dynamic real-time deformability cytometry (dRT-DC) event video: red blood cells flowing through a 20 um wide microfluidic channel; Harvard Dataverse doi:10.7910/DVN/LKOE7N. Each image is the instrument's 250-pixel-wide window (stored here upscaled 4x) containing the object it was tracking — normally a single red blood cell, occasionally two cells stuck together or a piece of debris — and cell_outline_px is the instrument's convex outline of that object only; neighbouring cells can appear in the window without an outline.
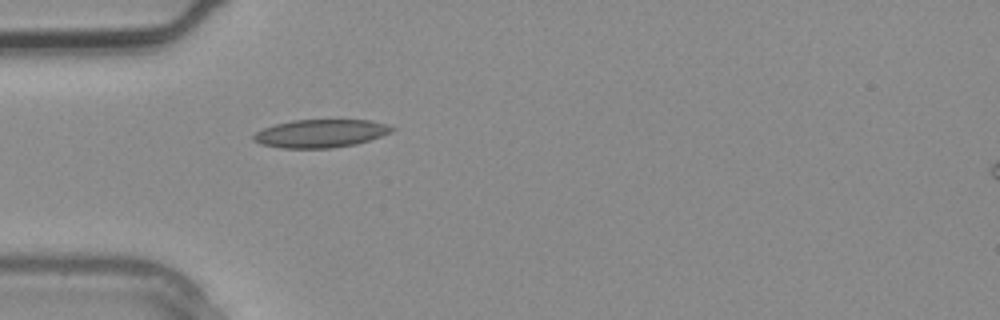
{"species": "common noctule bat (a hibernating species)", "species_latin": "Nyctalus noctula", "temperature_condition": "warm", "stored_images_in_passage": 4, "camera_frame_rate_fps": 3000, "um_per_image_px": 0.085, "animal": {"sex": "male", "body_mass_g": 20.4}, "frame": {"image": 1, "passage_image": 4, "time_ms": 1.0, "image_size_px": [1000, 320], "cell_outline_px": [[396, 128], [392, 132], [356, 144], [332, 148], [284, 148], [260, 144], [252, 140], [252, 136], [256, 132], [264, 128], [276, 124], [292, 120], [372, 120], [388, 124]], "centroid_in_image_um": [27.26, 11.34], "position_along_channel_um": 57.7, "area_um2": 22.66}}